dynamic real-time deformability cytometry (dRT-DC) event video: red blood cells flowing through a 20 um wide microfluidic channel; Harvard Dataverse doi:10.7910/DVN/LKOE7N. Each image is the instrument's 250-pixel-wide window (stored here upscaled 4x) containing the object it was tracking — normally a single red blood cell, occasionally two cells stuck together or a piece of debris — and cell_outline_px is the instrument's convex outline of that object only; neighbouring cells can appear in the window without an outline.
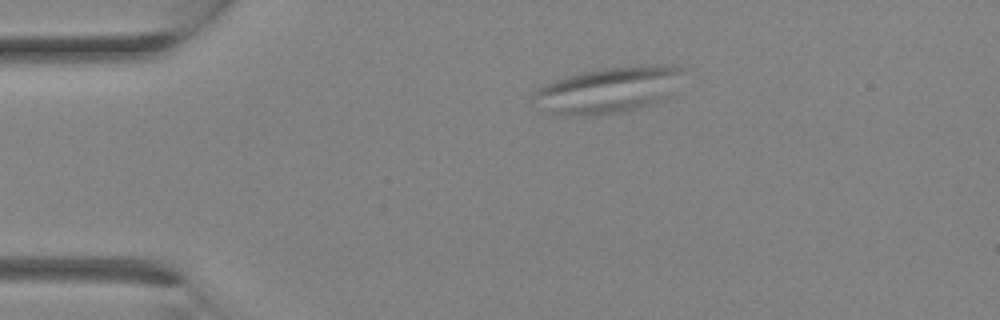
{"species": "Egyptian fruit bat (a non-hibernating species)", "species_latin": "Rousettus aegyptiacus", "temperature_condition": "room temperature", "stored_images_in_passage": 19, "camera_frame_rate_fps": 3000, "um_per_image_px": 0.085, "animal": {"sex": "female"}, "frame": {"image": 1, "passage_image": 7, "time_ms": 2.0, "image_size_px": [1000, 320], "cell_outline_px": [[692, 68], [668, 100], [640, 108], [624, 112], [596, 116], [548, 116], [532, 96], [532, 92], [536, 88], [552, 80], [580, 72], [604, 68], [652, 64], [676, 64]], "centroid_in_image_um": [51.84, 7.64], "position_along_channel_um": 33.2, "area_um2": 42.43}}
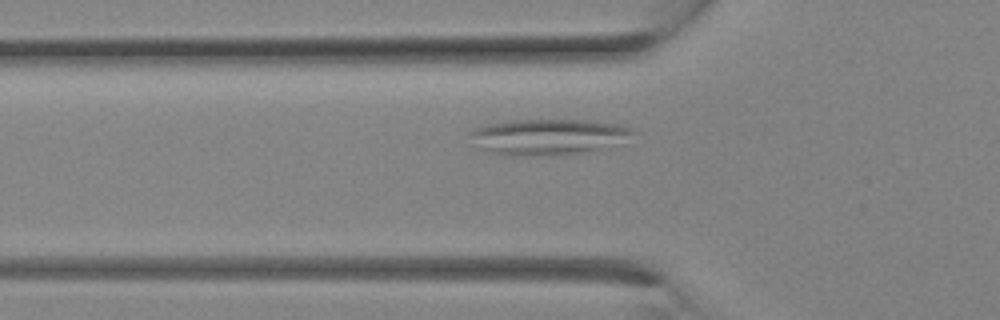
{"frame": {"image": 2, "passage_image": 11, "time_ms": 3.333, "image_size_px": [1000, 320], "cell_outline_px": [[636, 132], [600, 148], [576, 152], [548, 156], [500, 156], [484, 152], [472, 132], [472, 128], [512, 120], [592, 120], [620, 124], [632, 128]], "centroid_in_image_um": [46.54, 11.63], "position_along_channel_um": 79.3, "area_um2": 33.23}}